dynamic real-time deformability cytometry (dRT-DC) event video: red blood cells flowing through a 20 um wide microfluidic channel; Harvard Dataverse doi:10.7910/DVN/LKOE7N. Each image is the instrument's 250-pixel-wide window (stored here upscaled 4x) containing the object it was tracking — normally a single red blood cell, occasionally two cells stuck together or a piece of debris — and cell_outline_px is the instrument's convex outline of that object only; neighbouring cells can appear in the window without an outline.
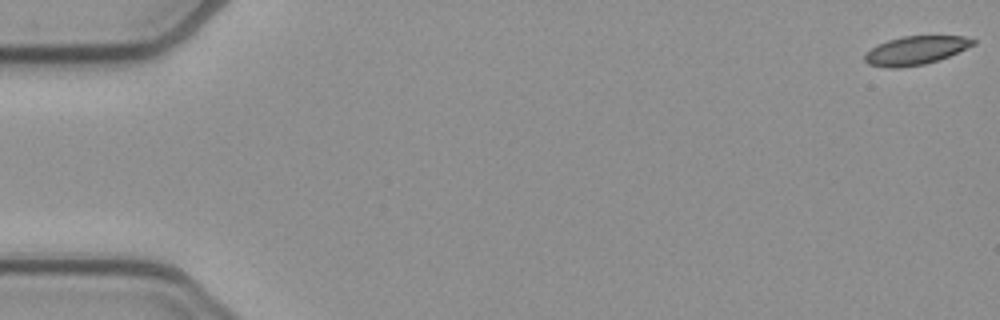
{"species": "common noctule bat (a hibernating species)", "species_latin": "Nyctalus noctula", "temperature_condition": "cold", "stored_images_in_passage": 53, "camera_frame_rate_fps": 3000, "um_per_image_px": 0.085, "animal": {"sex": "female", "body_mass_g": 21.9}, "frame": {"image": 1, "passage_image": 1, "time_ms": 0.0, "image_size_px": [1000, 320], "cell_outline_px": [[976, 44], [948, 56], [924, 64], [900, 68], [888, 68], [868, 64], [864, 60], [864, 52], [876, 44], [888, 40], [904, 36], [964, 36], [976, 40]], "centroid_in_image_um": [77.78, 4.28], "position_along_channel_um": 7.2, "area_um2": 18.09}}
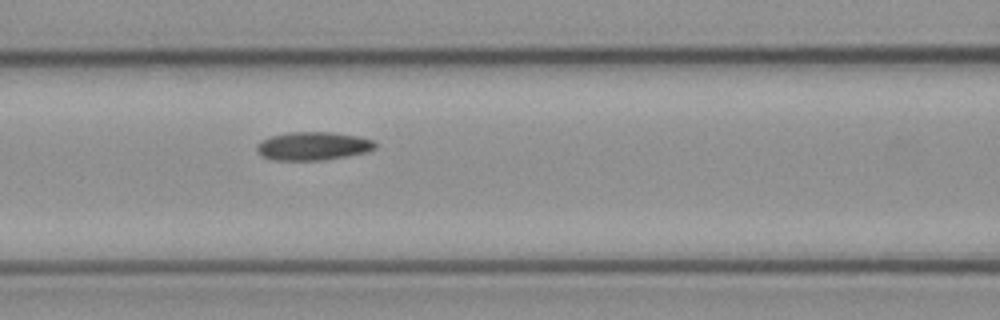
{"frame": {"image": 2, "passage_image": 23, "time_ms": 7.333, "image_size_px": [1000, 320], "cell_outline_px": [[376, 148], [368, 152], [348, 156], [324, 160], [272, 160], [260, 156], [256, 152], [256, 144], [260, 140], [272, 136], [288, 132], [332, 132], [360, 136], [372, 140], [376, 144]], "centroid_in_image_um": [26.59, 12.42], "position_along_channel_um": 140.0, "area_um2": 19.88}}
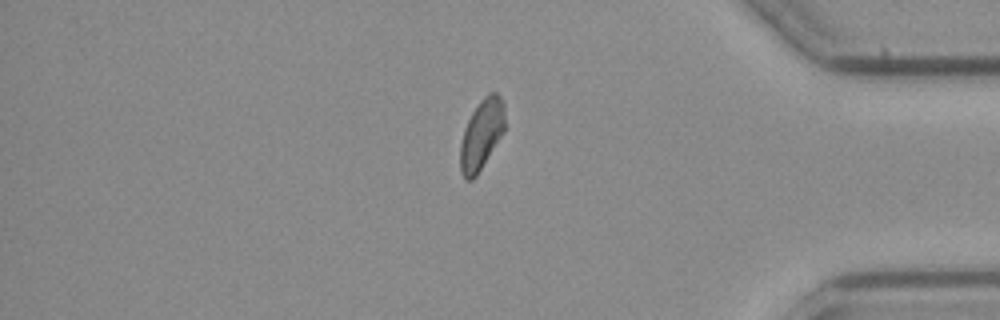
{"frame": {"image": 3, "passage_image": 45, "time_ms": 14.667, "image_size_px": [1000, 320], "cell_outline_px": [[504, 132], [476, 176], [472, 180], [464, 180], [460, 172], [460, 144], [464, 128], [472, 112], [480, 100], [488, 92], [496, 92], [504, 100]], "centroid_in_image_um": [40.92, 11.42], "position_along_channel_um": 394.3, "area_um2": 18.38}, "authors_computed_cell_mechanics": {"area_um2": 18.8428, "velocity_mm_per_s": 3.8692, "shape_relaxation_time_tau1_ms": 10.4721, "shape_relaxation_time_tau2_ms": 9.1074, "deformation_change_tau1": 0.1783, "deformation_change_tau2": 0.1618}}